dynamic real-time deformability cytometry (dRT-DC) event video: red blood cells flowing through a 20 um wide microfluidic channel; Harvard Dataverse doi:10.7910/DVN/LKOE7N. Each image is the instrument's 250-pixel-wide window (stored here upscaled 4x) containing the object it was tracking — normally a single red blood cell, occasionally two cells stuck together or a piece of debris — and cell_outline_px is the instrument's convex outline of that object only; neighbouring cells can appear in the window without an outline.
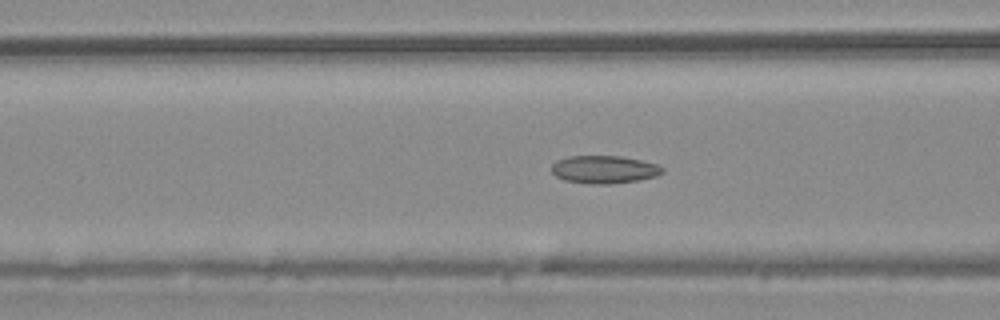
{"species": "common noctule bat (a hibernating species)", "species_latin": "Nyctalus noctula", "temperature_condition": "warm", "stored_images_in_passage": 55, "camera_frame_rate_fps": 3000, "um_per_image_px": 0.085, "animal": {"sex": "male", "body_mass_g": 20.4}, "frame": {"image": 1, "passage_image": 22, "time_ms": 7.0, "image_size_px": [1000, 320], "cell_outline_px": [[664, 172], [656, 176], [640, 180], [608, 184], [592, 184], [564, 180], [556, 176], [552, 172], [552, 164], [556, 160], [568, 156], [620, 156], [640, 160], [656, 164], [664, 168]], "centroid_in_image_um": [51.35, 14.4], "position_along_channel_um": 115.3, "area_um2": 17.98}}
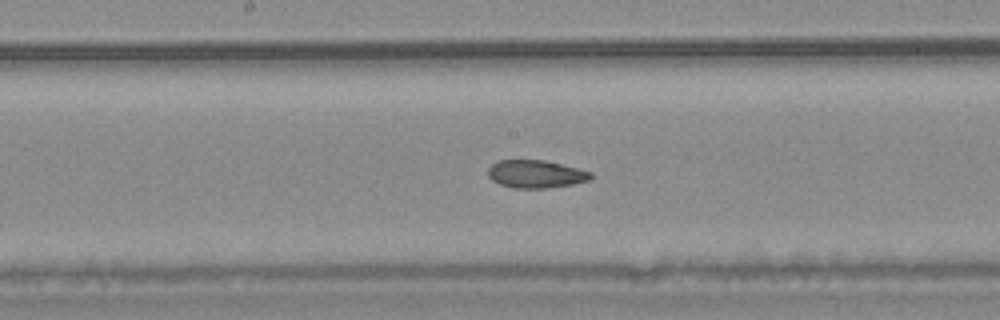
{"frame": {"image": 2, "passage_image": 29, "time_ms": 9.333, "image_size_px": [1000, 320], "cell_outline_px": [[592, 180], [572, 184], [548, 188], [512, 188], [500, 184], [492, 180], [488, 176], [488, 168], [496, 160], [544, 160], [580, 168], [592, 172]], "centroid_in_image_um": [45.56, 14.79], "position_along_channel_um": 202.6, "area_um2": 16.88}}
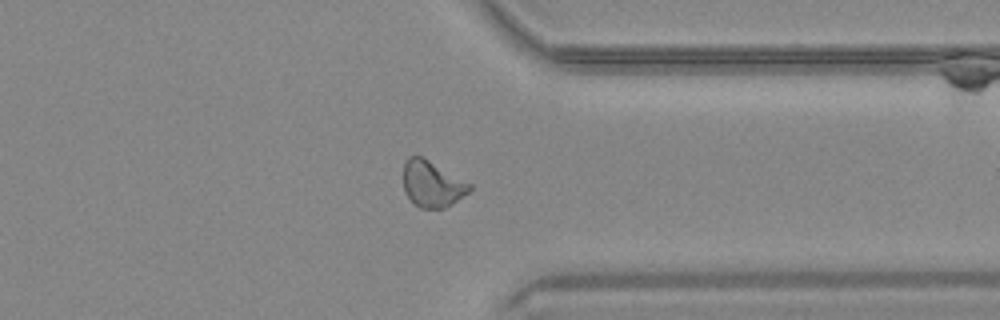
{"frame": {"image": 3, "passage_image": 43, "time_ms": 14.0, "image_size_px": [1000, 320], "cell_outline_px": [[472, 188], [468, 192], [452, 204], [444, 208], [420, 208], [404, 192], [404, 164], [408, 156], [420, 156], [428, 160], [472, 184]], "centroid_in_image_um": [36.73, 15.64], "position_along_channel_um": 374.7, "area_um2": 17.51}, "authors_computed_cell_mechanics": {"area_um2": 18.0336, "velocity_mm_per_s": 3.7477, "shape_relaxation_time_tau1_ms": 9.5738, "shape_relaxation_time_tau2_ms": 2.8936, "deformation_change_tau1": 0.1718, "deformation_change_tau2": 0.0773}}